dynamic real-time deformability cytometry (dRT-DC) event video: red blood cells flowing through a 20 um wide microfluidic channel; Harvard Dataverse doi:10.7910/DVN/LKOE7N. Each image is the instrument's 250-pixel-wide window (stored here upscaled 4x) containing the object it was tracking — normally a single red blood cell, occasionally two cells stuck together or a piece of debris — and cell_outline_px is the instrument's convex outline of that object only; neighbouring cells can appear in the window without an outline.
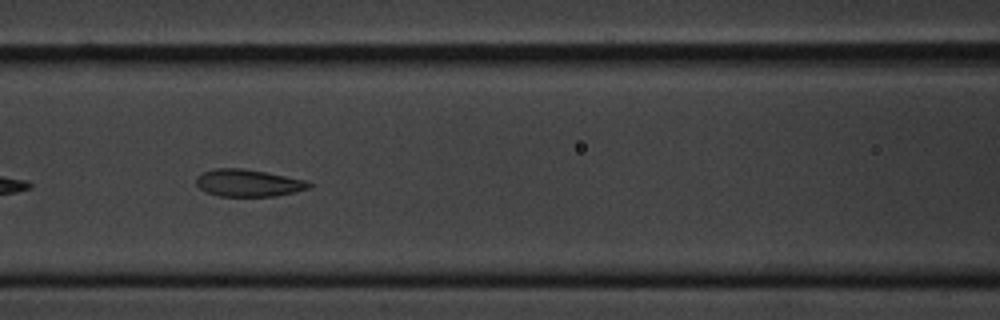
{"species": "common noctule bat (a hibernating species)", "species_latin": "Nyctalus noctula", "temperature_condition": "cold", "stored_images_in_passage": 11, "camera_frame_rate_fps": 3000, "um_per_image_px": 0.085, "animal": {"sex": "male", "body_mass_g": 20.1, "forearm_length_mm": 53.5}, "frame": {"image": 1, "passage_image": 8, "time_ms": 9.333, "image_size_px": [1000, 320], "cell_outline_px": [[312, 188], [296, 192], [276, 196], [220, 196], [208, 192], [200, 188], [196, 184], [196, 176], [204, 172], [216, 168], [240, 168], [264, 172], [308, 180], [312, 184]], "centroid_in_image_um": [21.15, 15.56], "position_along_channel_um": 145.4, "area_um2": 17.86}}
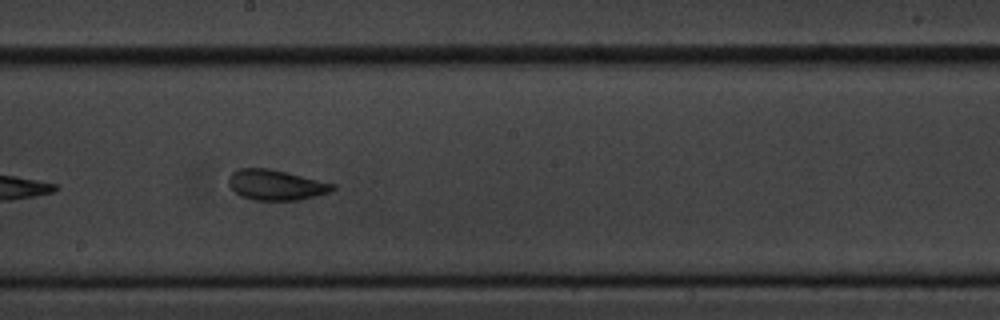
{"frame": {"image": 2, "passage_image": 10, "time_ms": 11.667, "image_size_px": [1000, 320], "cell_outline_px": [[336, 188], [328, 192], [316, 196], [300, 200], [252, 200], [240, 196], [228, 184], [228, 176], [232, 172], [240, 168], [268, 168], [288, 172], [336, 184]], "centroid_in_image_um": [23.45, 15.71], "position_along_channel_um": 224.8, "area_um2": 18.55}}
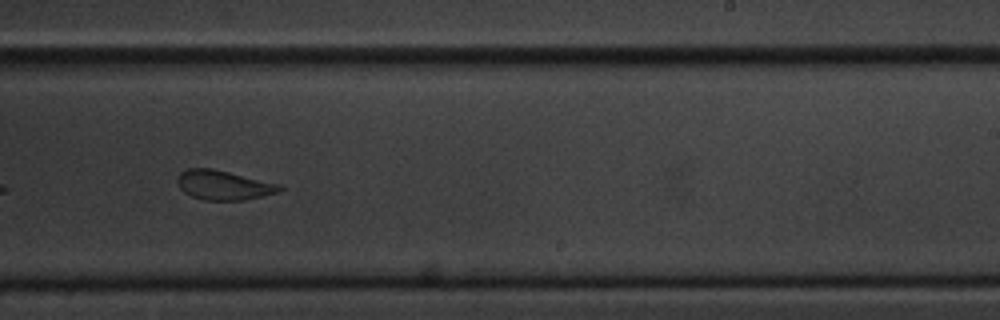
{"frame": {"image": 3, "passage_image": 11, "time_ms": 13.0, "image_size_px": [1000, 320], "cell_outline_px": [[284, 188], [280, 192], [244, 200], [204, 200], [192, 196], [184, 192], [180, 188], [176, 180], [180, 172], [188, 168], [212, 168], [280, 184]], "centroid_in_image_um": [19.0, 15.73], "position_along_channel_um": 270.0, "area_um2": 17.57}}